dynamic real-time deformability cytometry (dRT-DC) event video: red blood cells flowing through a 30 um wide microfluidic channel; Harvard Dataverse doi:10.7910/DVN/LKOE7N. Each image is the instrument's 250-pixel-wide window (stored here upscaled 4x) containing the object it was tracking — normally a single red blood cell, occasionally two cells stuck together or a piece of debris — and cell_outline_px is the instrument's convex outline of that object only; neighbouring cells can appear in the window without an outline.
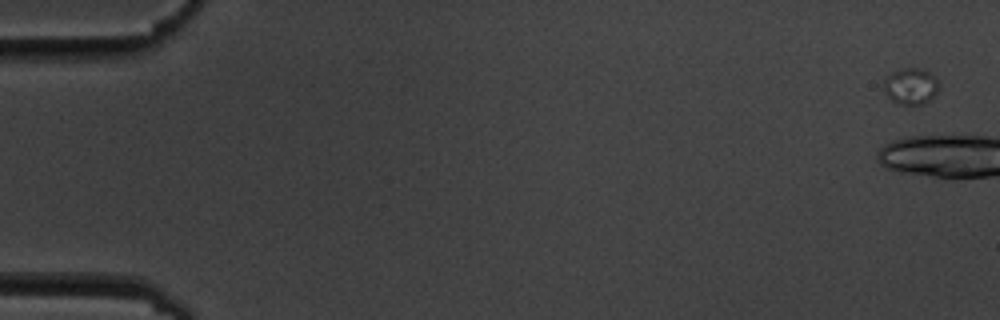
{"species": "common noctule bat (a hibernating species)", "species_latin": "Nyctalus noctula", "temperature_condition": "cold", "stored_images_in_passage": 2, "camera_frame_rate_fps": 3000, "um_per_image_px": 0.085, "animal": {"sex": "male", "body_mass_g": 19.5, "forearm_length_mm": 54.6}, "frame": {"image": 1, "passage_image": 1, "time_ms": 0.0, "image_size_px": [1000, 320], "cell_outline_px": [[940, 88], [928, 100], [920, 104], [900, 104], [892, 100], [884, 92], [884, 76], [892, 72], [904, 68], [920, 68], [928, 72], [936, 80]], "centroid_in_image_um": [77.37, 7.31], "position_along_channel_um": 7.6, "area_um2": 11.44}}